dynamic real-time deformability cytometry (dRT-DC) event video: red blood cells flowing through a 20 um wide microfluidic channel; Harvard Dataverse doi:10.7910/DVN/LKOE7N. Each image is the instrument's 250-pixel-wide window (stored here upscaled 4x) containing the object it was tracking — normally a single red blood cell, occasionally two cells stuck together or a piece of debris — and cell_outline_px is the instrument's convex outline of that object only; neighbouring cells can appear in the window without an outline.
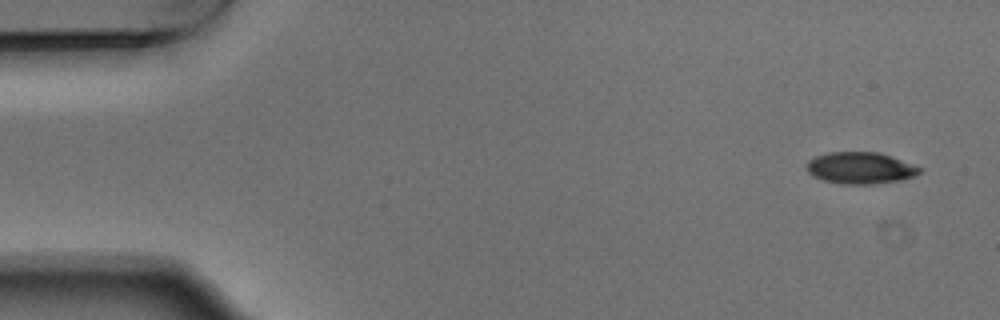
{"species": "Egyptian fruit bat (a non-hibernating species)", "species_latin": "Rousettus aegyptiacus", "temperature_condition": "warm", "stored_images_in_passage": 7, "camera_frame_rate_fps": 3000, "um_per_image_px": 0.085, "animal": {"sex": "male"}, "frame": {"image": 1, "passage_image": 1, "time_ms": 0.0, "image_size_px": [1000, 320], "cell_outline_px": [[924, 168], [916, 176], [900, 180], [872, 184], [840, 184], [824, 180], [812, 176], [804, 168], [808, 160], [816, 156], [828, 152], [880, 152], [892, 156]], "centroid_in_image_um": [73.13, 14.27], "position_along_channel_um": 11.9, "area_um2": 21.15}}
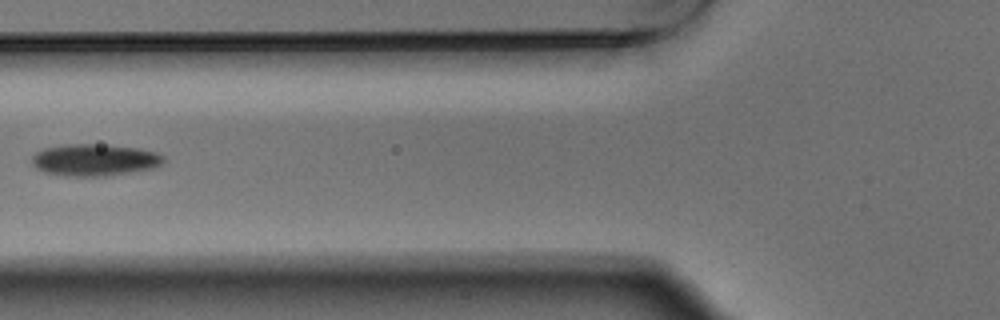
{"frame": {"image": 2, "passage_image": 6, "time_ms": 1.667, "image_size_px": [1000, 320], "cell_outline_px": [[168, 160], [156, 168], [104, 176], [64, 176], [44, 172], [36, 168], [32, 164], [32, 156], [36, 152], [44, 148], [68, 144], [96, 144], [136, 148], [156, 152], [164, 156]], "centroid_in_image_um": [8.06, 13.6], "position_along_channel_um": 117.7, "area_um2": 24.57}}
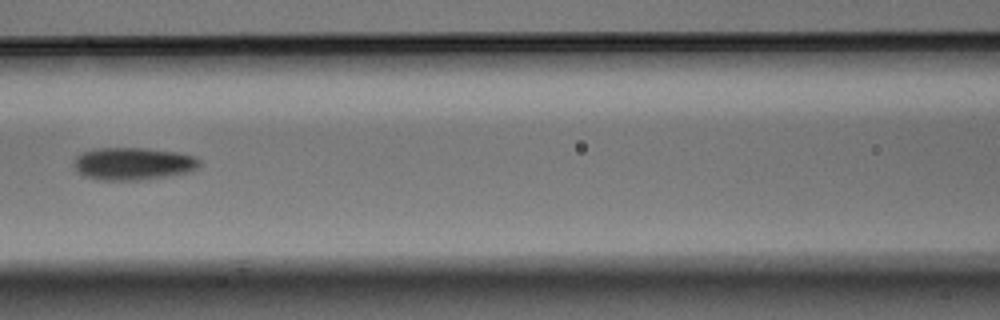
{"frame": {"image": 3, "passage_image": 7, "time_ms": 2.0, "image_size_px": [1000, 320], "cell_outline_px": [[200, 164], [192, 172], [140, 180], [96, 180], [84, 176], [72, 164], [76, 156], [84, 152], [100, 148], [140, 148], [176, 152], [192, 156], [200, 160]], "centroid_in_image_um": [11.3, 13.92], "position_along_channel_um": 155.3, "area_um2": 23.64}}